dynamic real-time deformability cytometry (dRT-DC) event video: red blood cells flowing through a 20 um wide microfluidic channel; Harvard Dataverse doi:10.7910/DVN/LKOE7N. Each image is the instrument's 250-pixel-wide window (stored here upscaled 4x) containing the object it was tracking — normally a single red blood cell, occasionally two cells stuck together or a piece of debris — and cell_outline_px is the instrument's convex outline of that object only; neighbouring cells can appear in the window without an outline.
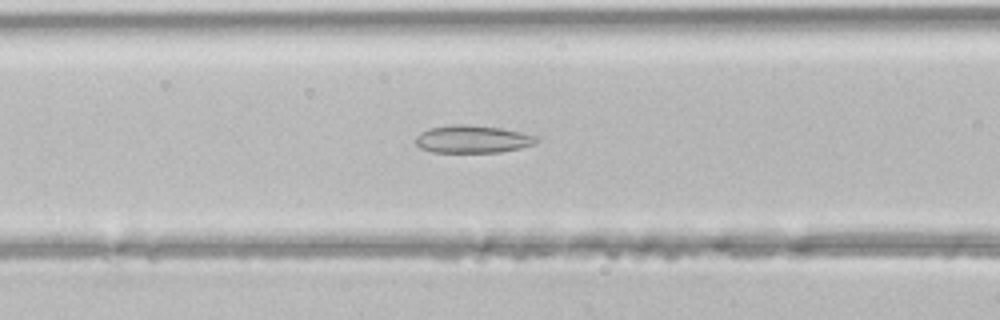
{"species": "common noctule bat (a hibernating species)", "species_latin": "Nyctalus noctula", "temperature_condition": "room temperature", "stored_images_in_passage": 43, "camera_frame_rate_fps": 3000, "um_per_image_px": 0.085, "animal": {"sex": "male", "body_mass_g": 21.5, "forearm_length_mm": 52.0}, "frame": {"image": 1, "passage_image": 18, "time_ms": 5.667, "image_size_px": [1000, 320], "cell_outline_px": [[540, 140], [536, 144], [520, 148], [500, 152], [432, 152], [420, 148], [416, 144], [416, 136], [420, 132], [428, 128], [452, 124], [464, 124], [500, 128], [540, 136]], "centroid_in_image_um": [40.19, 11.82], "position_along_channel_um": 126.4, "area_um2": 19.65}}
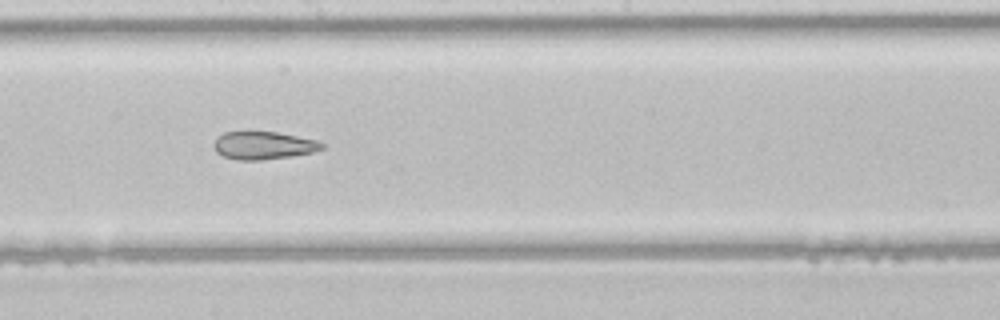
{"frame": {"image": 2, "passage_image": 25, "time_ms": 8.0, "image_size_px": [1000, 320], "cell_outline_px": [[324, 148], [312, 152], [292, 156], [260, 160], [240, 160], [224, 156], [216, 152], [212, 144], [224, 132], [276, 132], [320, 140], [324, 144]], "centroid_in_image_um": [22.43, 12.36], "position_along_channel_um": 225.8, "area_um2": 17.46}}
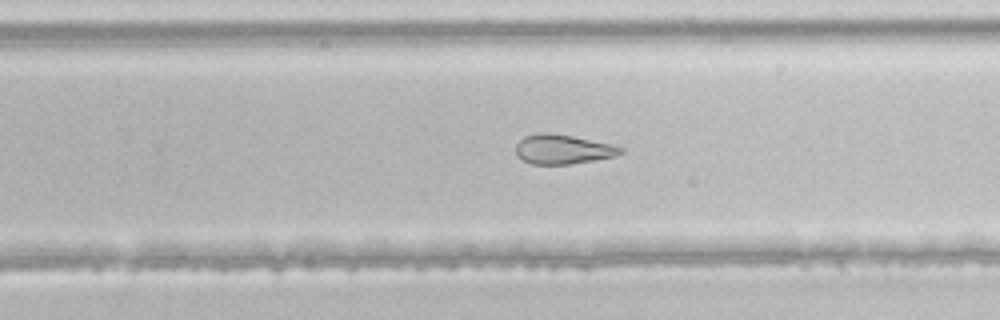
{"frame": {"image": 3, "passage_image": 29, "time_ms": 9.333, "image_size_px": [1000, 320], "cell_outline_px": [[624, 152], [616, 156], [568, 164], [532, 164], [516, 156], [516, 144], [524, 136], [540, 132], [548, 132], [572, 136], [612, 144], [624, 148]], "centroid_in_image_um": [47.83, 12.68], "position_along_channel_um": 282.0, "area_um2": 17.98}}